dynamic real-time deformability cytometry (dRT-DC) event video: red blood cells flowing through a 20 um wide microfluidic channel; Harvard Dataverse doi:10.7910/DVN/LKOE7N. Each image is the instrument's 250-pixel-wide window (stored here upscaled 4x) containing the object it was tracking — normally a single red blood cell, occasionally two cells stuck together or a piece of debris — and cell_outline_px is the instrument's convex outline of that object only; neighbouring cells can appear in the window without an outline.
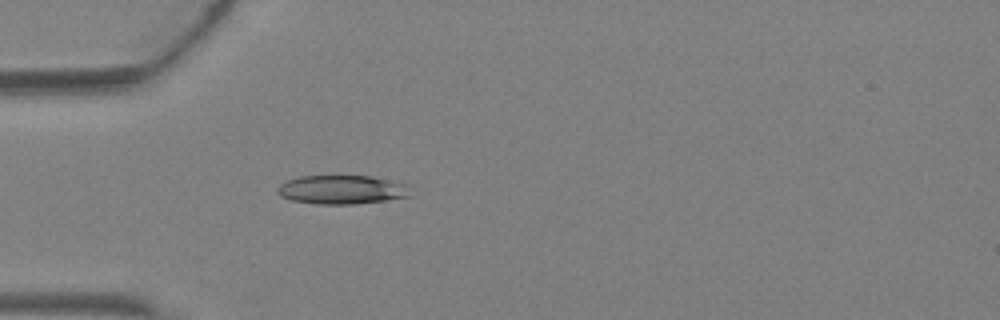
{"species": "Egyptian fruit bat (a non-hibernating species)", "species_latin": "Rousettus aegyptiacus", "temperature_condition": "warm", "stored_images_in_passage": 3, "camera_frame_rate_fps": 3000, "um_per_image_px": 0.085, "animal": {"sex": "female"}, "frame": {"image": 1, "passage_image": 3, "time_ms": 0.667, "image_size_px": [1000, 320], "cell_outline_px": [[412, 184], [408, 196], [388, 200], [356, 204], [316, 204], [292, 200], [280, 196], [276, 192], [276, 188], [280, 184], [288, 180], [300, 176], [372, 176]], "centroid_in_image_um": [29.09, 16.12], "position_along_channel_um": 55.9, "area_um2": 22.66}}